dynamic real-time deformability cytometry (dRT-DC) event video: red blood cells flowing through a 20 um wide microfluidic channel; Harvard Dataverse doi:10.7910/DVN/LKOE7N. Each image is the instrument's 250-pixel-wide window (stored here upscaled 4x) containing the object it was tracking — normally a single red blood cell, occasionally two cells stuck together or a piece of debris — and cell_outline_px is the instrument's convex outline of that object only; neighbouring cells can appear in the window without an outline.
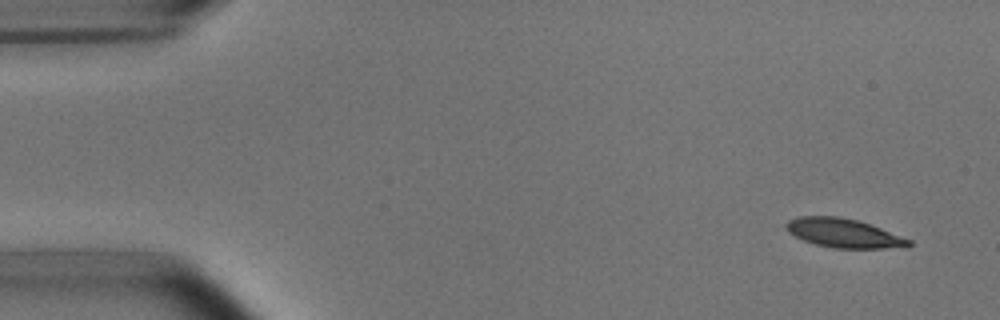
{"species": "common noctule bat (a hibernating species)", "species_latin": "Nyctalus noctula", "temperature_condition": "room temperature", "stored_images_in_passage": 5, "segment_of_instrument_passage": [1, 2], "camera_frame_rate_fps": 3000, "um_per_image_px": 0.085, "animal": {"sex": "male", "body_mass_g": 15.6}, "frame": {"image": 1, "passage_image": 1, "time_ms": 0.0, "image_size_px": [1000, 320], "cell_outline_px": [[912, 244], [908, 248], [832, 248], [816, 244], [804, 240], [788, 232], [784, 224], [788, 220], [800, 216], [836, 216], [856, 220], [880, 228], [912, 240]], "centroid_in_image_um": [71.73, 19.82], "position_along_channel_um": 13.3, "area_um2": 20.63}}
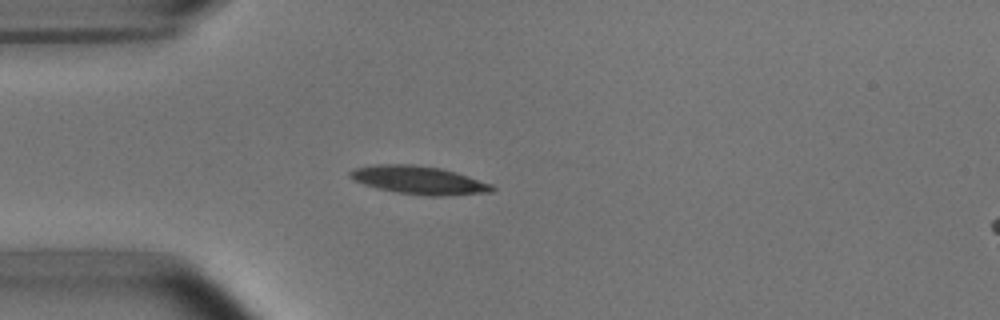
{"frame": {"image": 2, "passage_image": 4, "time_ms": 3.667, "image_size_px": [1000, 320], "cell_outline_px": [[496, 188], [492, 192], [440, 196], [428, 196], [396, 192], [376, 188], [364, 184], [348, 176], [348, 172], [356, 168], [376, 164], [412, 164], [440, 168], [456, 172], [492, 184]], "centroid_in_image_um": [35.62, 15.31], "position_along_channel_um": 49.4, "area_um2": 23.24}}